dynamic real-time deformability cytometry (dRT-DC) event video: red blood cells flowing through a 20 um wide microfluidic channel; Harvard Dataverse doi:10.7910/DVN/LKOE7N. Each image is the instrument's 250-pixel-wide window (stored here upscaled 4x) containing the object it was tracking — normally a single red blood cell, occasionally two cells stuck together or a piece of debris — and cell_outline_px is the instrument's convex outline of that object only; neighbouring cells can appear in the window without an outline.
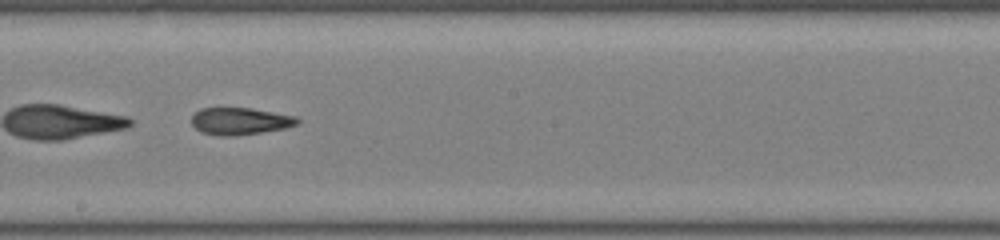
{"species": "common noctule bat (a hibernating species)", "species_latin": "Nyctalus noctula", "temperature_condition": "room temperature", "stored_images_in_passage": 37, "camera_frame_rate_fps": 3000, "um_per_image_px": 0.085, "animal": {"sex": "male", "body_mass_g": 19.0, "forearm_length_mm": 50.8}, "frame": {"image": 1, "passage_image": 16, "time_ms": 5.0, "image_size_px": [1000, 240], "cell_outline_px": [[300, 120], [296, 124], [284, 128], [236, 136], [220, 136], [200, 132], [192, 124], [192, 116], [200, 108], [252, 108], [296, 116]], "centroid_in_image_um": [20.38, 10.29], "position_along_channel_um": 227.8, "area_um2": 16.65}, "authors_computed_cell_mechanics": {"area_um2": 17.3978, "velocity_mm_per_s": 4.0964, "shape_relaxation_time_tau1_ms": null, "shape_relaxation_time_tau2_ms": 9.6992, "deformation_change_tau1": null, "deformation_change_tau2": 0.2162}}